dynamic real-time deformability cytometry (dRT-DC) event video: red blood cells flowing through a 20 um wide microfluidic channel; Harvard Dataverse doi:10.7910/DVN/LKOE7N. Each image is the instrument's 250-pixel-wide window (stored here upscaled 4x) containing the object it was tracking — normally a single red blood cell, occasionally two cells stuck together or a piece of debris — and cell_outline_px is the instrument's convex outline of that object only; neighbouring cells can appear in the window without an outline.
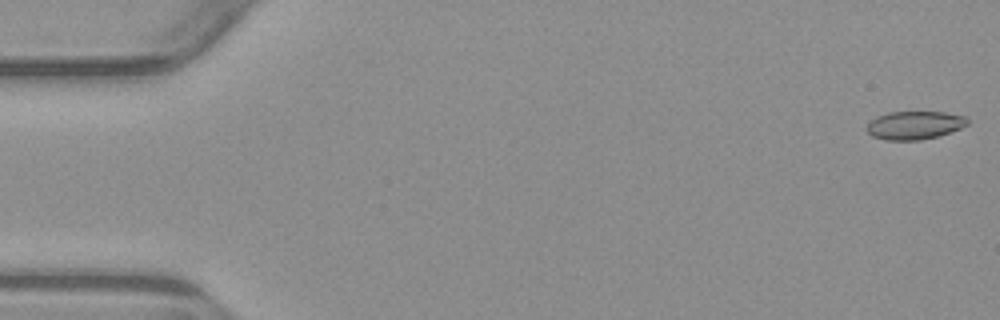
{"species": "common noctule bat (a hibernating species)", "species_latin": "Nyctalus noctula", "temperature_condition": "warm", "stored_images_in_passage": 4, "camera_frame_rate_fps": 3000, "um_per_image_px": 0.085, "animal": {"sex": "male", "body_mass_g": 23.1, "forearm_length_mm": 52.7}, "frame": {"image": 1, "passage_image": 1, "time_ms": 0.0, "image_size_px": [1000, 320], "cell_outline_px": [[968, 124], [960, 128], [936, 136], [920, 140], [884, 140], [872, 136], [868, 132], [868, 124], [876, 116], [888, 112], [944, 112], [964, 116], [968, 120]], "centroid_in_image_um": [77.72, 10.64], "position_along_channel_um": 7.3, "area_um2": 16.36}}